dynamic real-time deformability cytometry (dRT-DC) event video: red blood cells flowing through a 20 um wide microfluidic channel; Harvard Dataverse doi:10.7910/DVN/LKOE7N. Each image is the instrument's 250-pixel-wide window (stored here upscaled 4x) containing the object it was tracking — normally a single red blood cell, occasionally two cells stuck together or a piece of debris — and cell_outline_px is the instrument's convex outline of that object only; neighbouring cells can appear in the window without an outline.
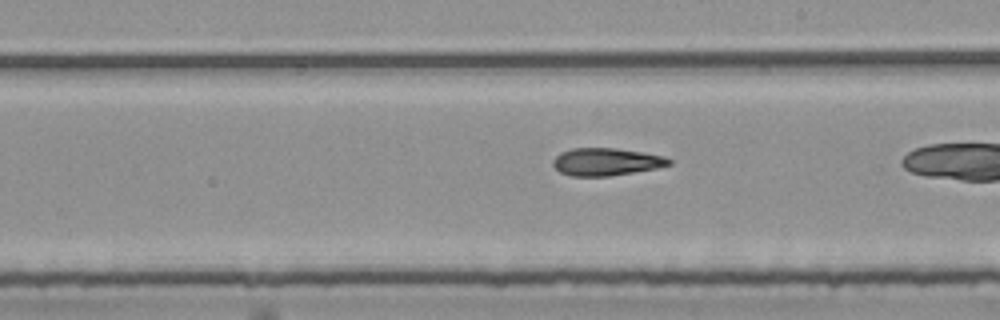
{"species": "common noctule bat (a hibernating species)", "species_latin": "Nyctalus noctula", "temperature_condition": "room temperature", "stored_images_in_passage": 38, "camera_frame_rate_fps": 3000, "um_per_image_px": 0.085, "animal": {"sex": "female", "body_mass_g": 25.1}, "frame": {"image": 1, "passage_image": 27, "time_ms": 8.667, "image_size_px": [1000, 320], "cell_outline_px": [[672, 164], [660, 168], [608, 176], [572, 176], [560, 172], [552, 164], [552, 160], [560, 152], [572, 148], [616, 148], [664, 156], [672, 160]], "centroid_in_image_um": [51.53, 13.75], "position_along_channel_um": 237.5, "area_um2": 18.67}}